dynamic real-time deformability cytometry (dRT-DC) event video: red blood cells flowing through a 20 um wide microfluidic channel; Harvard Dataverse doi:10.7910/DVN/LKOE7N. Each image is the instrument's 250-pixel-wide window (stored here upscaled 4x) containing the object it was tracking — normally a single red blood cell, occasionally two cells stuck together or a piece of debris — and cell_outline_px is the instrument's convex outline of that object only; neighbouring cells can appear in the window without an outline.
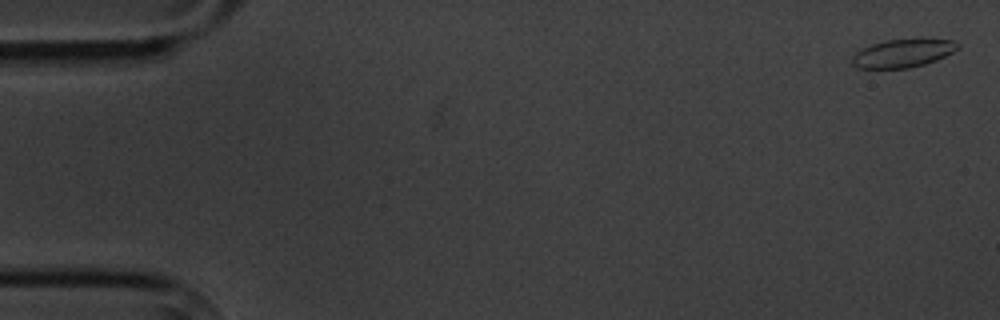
{"species": "common noctule bat (a hibernating species)", "species_latin": "Nyctalus noctula", "temperature_condition": "cold", "stored_images_in_passage": 6, "camera_frame_rate_fps": 3000, "um_per_image_px": 0.085, "animal": {"sex": "male", "body_mass_g": 20.1, "forearm_length_mm": 53.5}, "frame": {"image": 1, "passage_image": 1, "time_ms": 0.0, "image_size_px": [1000, 320], "cell_outline_px": [[960, 48], [936, 60], [924, 64], [908, 68], [856, 68], [852, 64], [852, 56], [856, 52], [872, 44], [884, 40], [920, 36], [956, 40], [960, 44]], "centroid_in_image_um": [76.82, 4.47], "position_along_channel_um": 8.2, "area_um2": 18.09}}
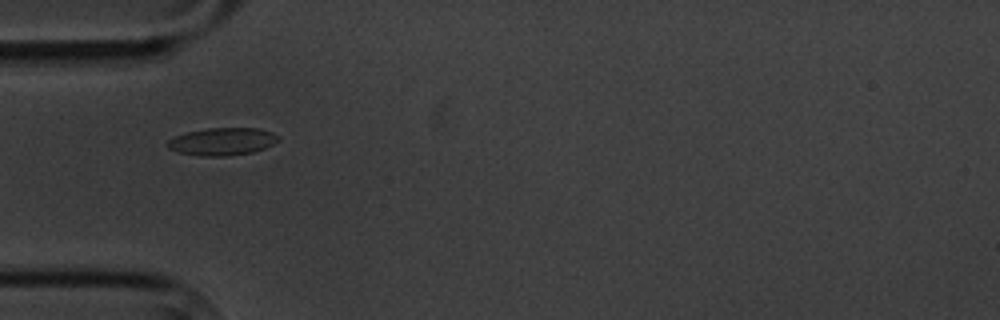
{"frame": {"image": 2, "passage_image": 5, "time_ms": 5.667, "image_size_px": [1000, 320], "cell_outline_px": [[280, 140], [264, 148], [252, 152], [224, 156], [200, 156], [176, 152], [168, 148], [168, 140], [176, 136], [188, 132], [208, 128], [260, 128], [272, 132], [280, 136]], "centroid_in_image_um": [18.91, 12.03], "position_along_channel_um": 66.1, "area_um2": 17.74}}
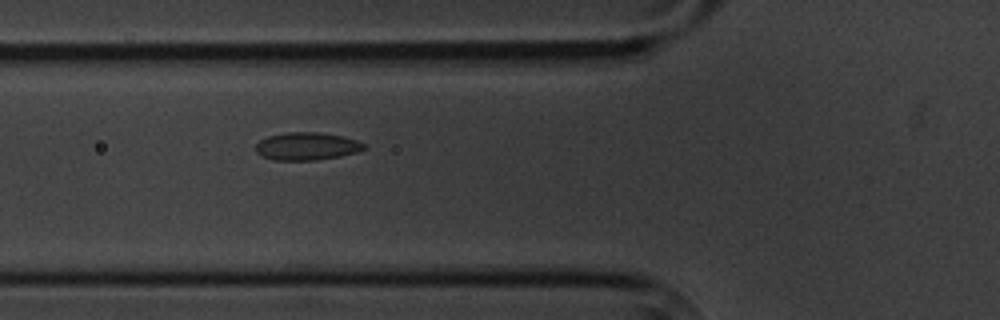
{"frame": {"image": 3, "passage_image": 6, "time_ms": 6.667, "image_size_px": [1000, 320], "cell_outline_px": [[368, 148], [356, 152], [340, 156], [316, 160], [272, 160], [256, 152], [256, 144], [260, 140], [268, 136], [288, 132], [320, 132], [344, 136], [356, 140], [364, 144]], "centroid_in_image_um": [26.09, 12.43], "position_along_channel_um": 99.7, "area_um2": 17.51}}